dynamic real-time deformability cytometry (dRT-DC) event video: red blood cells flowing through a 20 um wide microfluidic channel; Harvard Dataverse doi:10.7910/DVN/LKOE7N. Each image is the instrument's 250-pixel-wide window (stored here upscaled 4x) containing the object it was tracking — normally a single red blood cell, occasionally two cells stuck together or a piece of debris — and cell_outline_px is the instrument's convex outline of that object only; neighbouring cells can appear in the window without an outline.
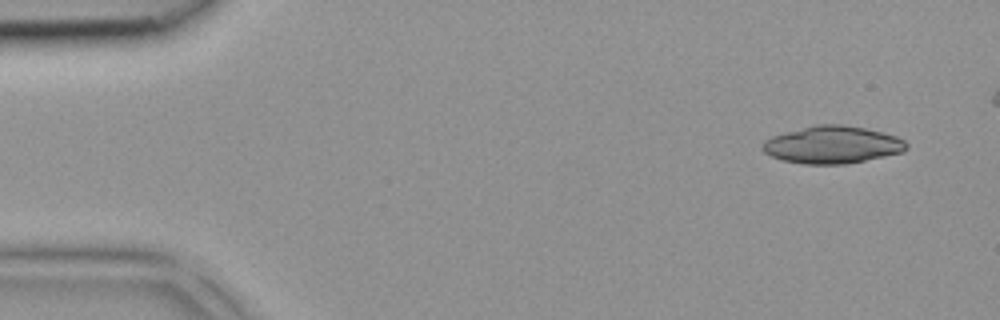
{"species": "common noctule bat (a hibernating species)", "species_latin": "Nyctalus noctula", "temperature_condition": "room temperature", "stored_images_in_passage": 13, "camera_frame_rate_fps": 3000, "um_per_image_px": 0.085, "animal": {"sex": "female", "body_mass_g": 18.4}, "frame": {"image": 1, "passage_image": 1, "time_ms": 0.0, "image_size_px": [1000, 320], "cell_outline_px": [[908, 148], [904, 152], [844, 164], [804, 164], [784, 160], [772, 156], [764, 152], [760, 148], [764, 140], [772, 136], [816, 124], [844, 124], [864, 128], [896, 136], [904, 140], [908, 144]], "centroid_in_image_um": [70.75, 12.3], "position_along_channel_um": 14.3, "area_um2": 31.21}}